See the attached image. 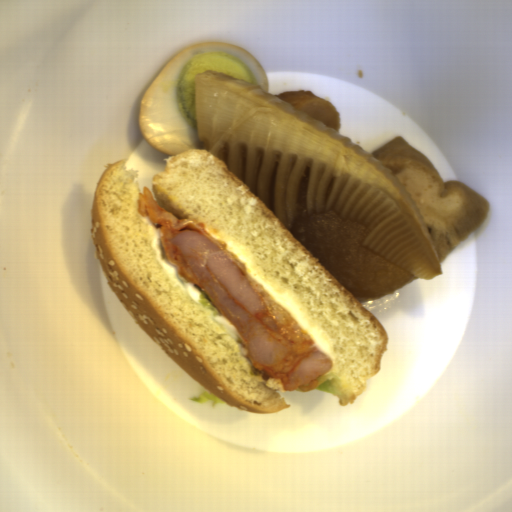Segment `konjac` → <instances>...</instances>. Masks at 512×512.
Wrapping results in <instances>:
<instances>
[{
  "mask_svg": "<svg viewBox=\"0 0 512 512\" xmlns=\"http://www.w3.org/2000/svg\"><path fill=\"white\" fill-rule=\"evenodd\" d=\"M198 138L287 229L299 185L308 180V214L333 211L360 222L363 244L419 278L442 273L437 248L415 199L351 137L235 76L194 75Z\"/></svg>",
  "mask_w": 512,
  "mask_h": 512,
  "instance_id": "1",
  "label": "konjac"
}]
</instances>
